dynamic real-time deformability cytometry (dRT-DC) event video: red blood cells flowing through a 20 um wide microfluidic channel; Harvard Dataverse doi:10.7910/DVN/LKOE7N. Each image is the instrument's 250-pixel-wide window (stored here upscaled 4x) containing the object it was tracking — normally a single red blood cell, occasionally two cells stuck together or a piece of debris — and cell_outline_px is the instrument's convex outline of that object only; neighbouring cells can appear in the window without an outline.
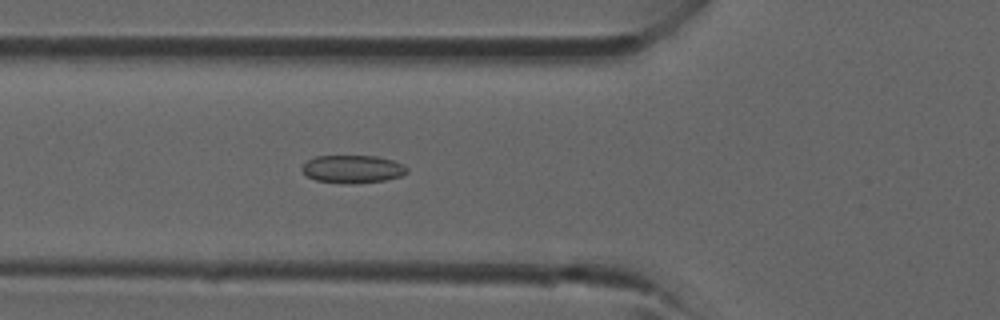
{"species": "common noctule bat (a hibernating species)", "species_latin": "Nyctalus noctula", "temperature_condition": "room temperature", "stored_images_in_passage": 31, "camera_frame_rate_fps": 3000, "um_per_image_px": 0.085, "animal": {"sex": "male", "forearm_length_mm": 52.5}, "frame": {"image": 1, "passage_image": 7, "time_ms": 2.0, "image_size_px": [1000, 320], "cell_outline_px": [[408, 172], [400, 176], [384, 180], [356, 184], [348, 184], [316, 180], [308, 176], [300, 168], [308, 160], [316, 156], [376, 156], [392, 160], [404, 164], [408, 168]], "centroid_in_image_um": [29.99, 14.37], "position_along_channel_um": 95.8, "area_um2": 17.05}}
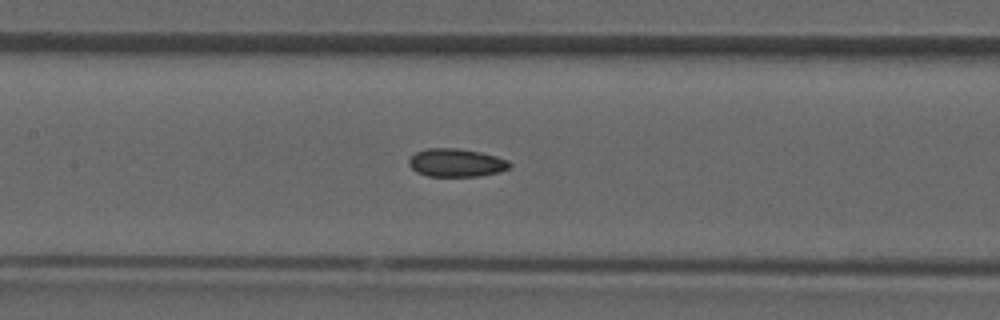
{"frame": {"image": 2, "passage_image": 11, "time_ms": 3.333, "image_size_px": [1000, 320], "cell_outline_px": [[512, 164], [508, 168], [500, 172], [480, 176], [428, 176], [416, 172], [408, 164], [408, 160], [416, 152], [428, 148], [456, 148], [480, 152], [496, 156], [508, 160]], "centroid_in_image_um": [38.78, 13.83], "position_along_channel_um": 168.6, "area_um2": 16.53}}
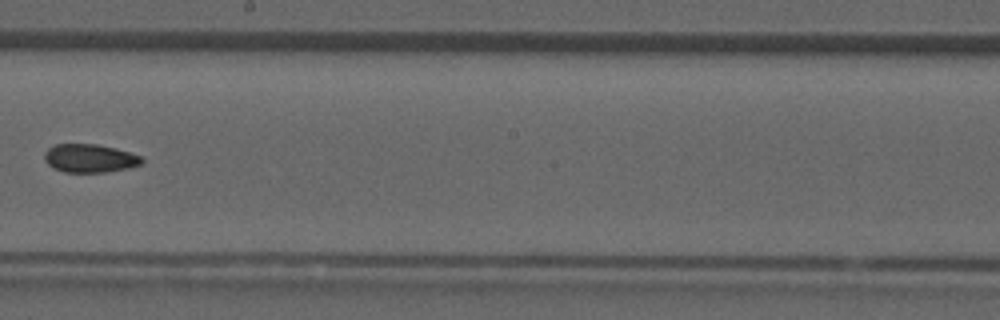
{"frame": {"image": 3, "passage_image": 15, "time_ms": 4.667, "image_size_px": [1000, 320], "cell_outline_px": [[144, 160], [140, 164], [128, 168], [104, 172], [64, 172], [52, 168], [44, 160], [44, 152], [48, 148], [56, 144], [96, 144], [116, 148], [140, 156]], "centroid_in_image_um": [7.59, 13.45], "position_along_channel_um": 240.6, "area_um2": 16.07}}